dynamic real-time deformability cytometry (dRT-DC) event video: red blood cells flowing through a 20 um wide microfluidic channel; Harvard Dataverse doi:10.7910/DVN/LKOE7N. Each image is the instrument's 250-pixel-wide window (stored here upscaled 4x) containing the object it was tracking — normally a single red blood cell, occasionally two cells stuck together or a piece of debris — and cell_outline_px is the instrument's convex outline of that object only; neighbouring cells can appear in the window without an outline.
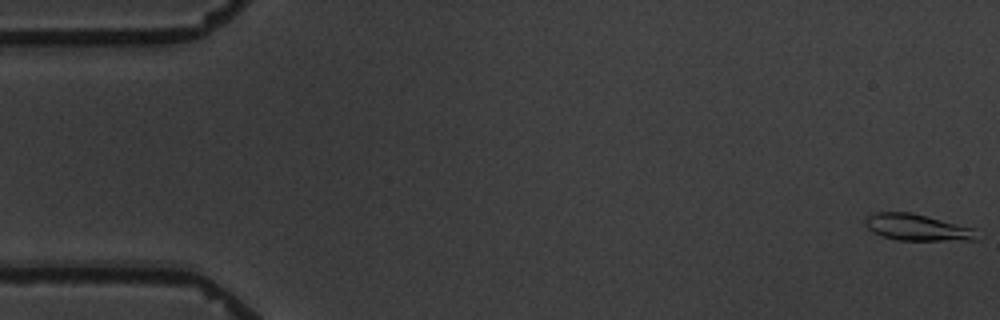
{"species": "common noctule bat (a hibernating species)", "species_latin": "Nyctalus noctula", "temperature_condition": "warm", "stored_images_in_passage": 4, "camera_frame_rate_fps": 3000, "um_per_image_px": 0.085, "animal": {"sex": "male", "body_mass_g": 19.5, "forearm_length_mm": 54.6}, "frame": {"image": 1, "passage_image": 1, "time_ms": 0.0, "image_size_px": [1000, 320], "cell_outline_px": [[976, 240], [896, 240], [872, 232], [864, 224], [864, 220], [868, 216], [876, 212], [912, 212], [976, 228]], "centroid_in_image_um": [77.96, 19.32], "position_along_channel_um": 7.0, "area_um2": 17.28}}